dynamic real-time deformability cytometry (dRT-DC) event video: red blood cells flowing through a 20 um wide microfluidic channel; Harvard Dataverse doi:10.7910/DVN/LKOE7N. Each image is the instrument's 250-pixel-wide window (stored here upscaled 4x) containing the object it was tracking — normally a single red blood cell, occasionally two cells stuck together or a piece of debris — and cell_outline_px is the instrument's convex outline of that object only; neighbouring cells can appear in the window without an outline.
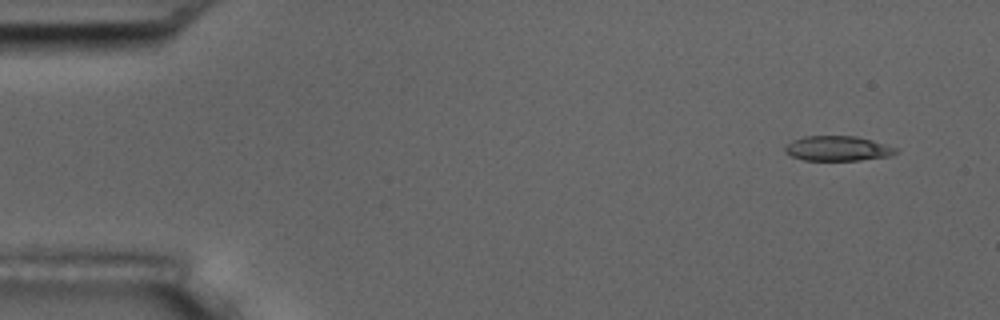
{"species": "common noctule bat (a hibernating species)", "species_latin": "Nyctalus noctula", "temperature_condition": "room temperature", "stored_images_in_passage": 5, "camera_frame_rate_fps": 3000, "um_per_image_px": 0.085, "animal": {"sex": "male", "body_mass_g": 17.5, "forearm_length_mm": 52.3}, "frame": {"image": 1, "passage_image": 1, "time_ms": 0.0, "image_size_px": [1000, 320], "cell_outline_px": [[896, 152], [892, 156], [860, 160], [804, 160], [792, 156], [784, 152], [784, 148], [792, 140], [804, 136], [856, 136], [872, 140], [896, 148]], "centroid_in_image_um": [71.18, 12.62], "position_along_channel_um": 13.8, "area_um2": 16.01}}
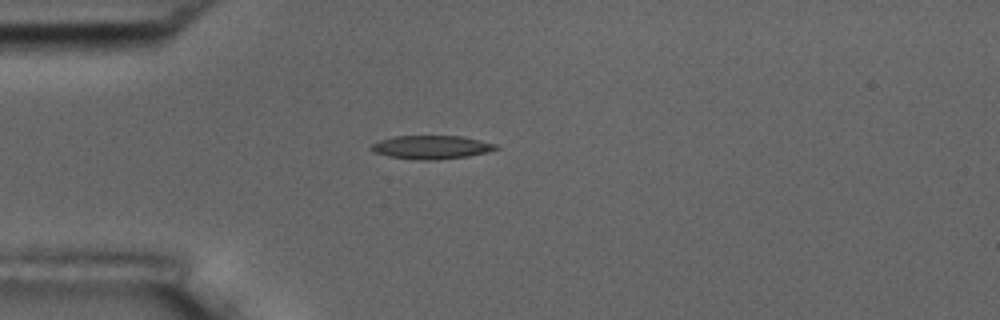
{"frame": {"image": 2, "passage_image": 4, "time_ms": 3.667, "image_size_px": [1000, 320], "cell_outline_px": [[500, 148], [488, 152], [468, 156], [436, 160], [420, 160], [388, 156], [372, 152], [368, 148], [372, 144], [380, 140], [396, 136], [460, 136], [480, 140], [496, 144]], "centroid_in_image_um": [36.66, 12.52], "position_along_channel_um": 48.3, "area_um2": 17.11}}